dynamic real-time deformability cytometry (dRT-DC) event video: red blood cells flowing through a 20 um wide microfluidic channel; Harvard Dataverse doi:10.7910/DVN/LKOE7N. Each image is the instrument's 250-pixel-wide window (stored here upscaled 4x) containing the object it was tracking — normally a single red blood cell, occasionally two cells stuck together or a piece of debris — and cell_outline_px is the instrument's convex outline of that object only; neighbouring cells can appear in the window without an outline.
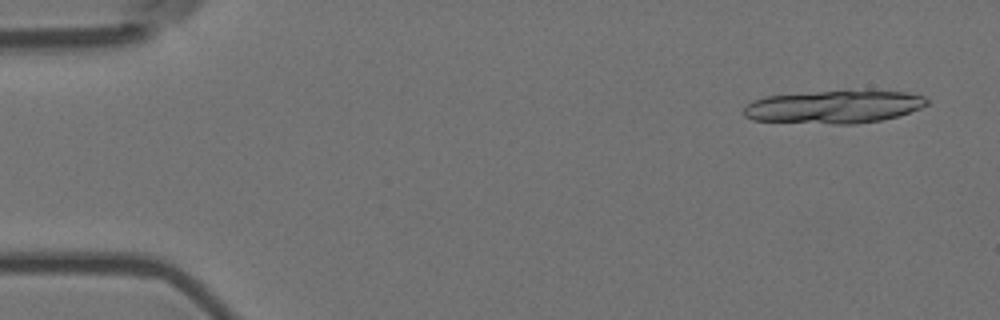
{"species": "Egyptian fruit bat (a non-hibernating species)", "species_latin": "Rousettus aegyptiacus", "temperature_condition": "room temperature", "stored_images_in_passage": 10, "camera_frame_rate_fps": 3000, "um_per_image_px": 0.085, "animal": {"sex": "female"}, "frame": {"image": 1, "passage_image": 1, "time_ms": 0.0, "image_size_px": [1000, 320], "cell_outline_px": [[928, 104], [920, 108], [896, 116], [880, 120], [856, 124], [832, 124], [752, 120], [744, 116], [744, 108], [752, 100], [768, 96], [816, 92], [904, 92], [924, 96], [928, 100]], "centroid_in_image_um": [70.85, 9.1], "position_along_channel_um": 14.2, "area_um2": 34.33}}
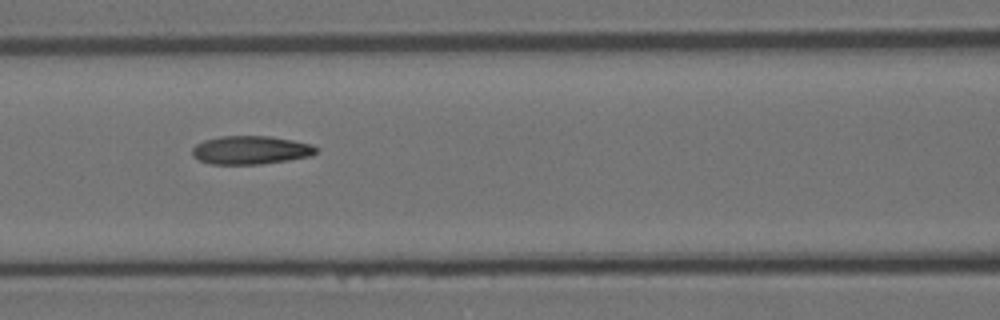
{"frame": {"image": 2, "passage_image": 7, "time_ms": 2.0, "image_size_px": [1000, 320], "cell_outline_px": [[316, 152], [312, 156], [288, 160], [260, 164], [212, 164], [200, 160], [192, 156], [192, 148], [196, 144], [204, 140], [220, 136], [272, 136], [312, 144], [316, 148]], "centroid_in_image_um": [21.3, 12.75], "position_along_channel_um": 145.3, "area_um2": 20.52}}
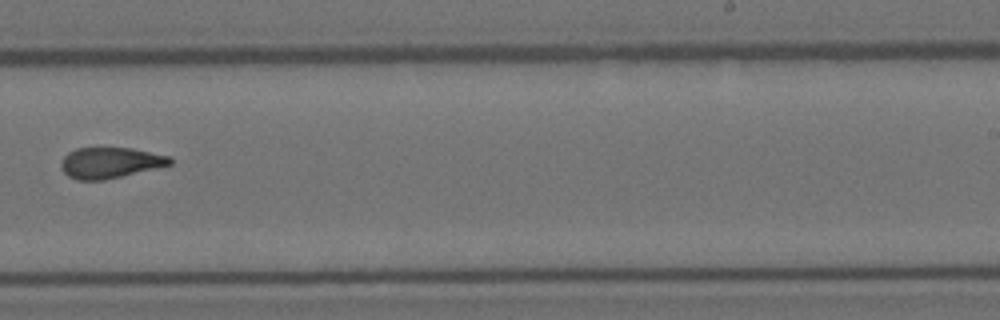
{"frame": {"image": 3, "passage_image": 10, "time_ms": 3.0, "image_size_px": [1000, 320], "cell_outline_px": [[172, 164], [104, 180], [76, 180], [68, 176], [64, 172], [60, 164], [64, 156], [68, 152], [76, 148], [132, 148], [172, 156]], "centroid_in_image_um": [9.36, 13.82], "position_along_channel_um": 279.6, "area_um2": 19.54}}